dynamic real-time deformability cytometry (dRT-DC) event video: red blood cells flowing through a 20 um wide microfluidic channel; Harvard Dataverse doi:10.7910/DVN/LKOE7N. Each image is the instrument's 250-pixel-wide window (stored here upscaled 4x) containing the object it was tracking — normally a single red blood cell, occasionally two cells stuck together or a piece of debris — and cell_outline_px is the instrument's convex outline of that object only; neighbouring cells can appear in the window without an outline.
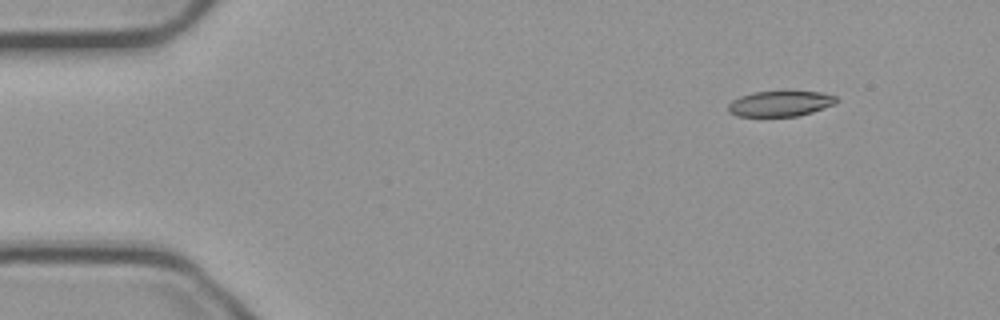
{"species": "common noctule bat (a hibernating species)", "species_latin": "Nyctalus noctula", "temperature_condition": "cold", "stored_images_in_passage": 49, "camera_frame_rate_fps": 3000, "um_per_image_px": 0.085, "animal": {"sex": "male", "body_mass_g": 23.1, "forearm_length_mm": 52.7}, "frame": {"image": 1, "passage_image": 1, "time_ms": 0.0, "image_size_px": [1000, 320], "cell_outline_px": [[840, 100], [836, 104], [812, 112], [796, 116], [736, 116], [728, 112], [728, 104], [732, 100], [740, 96], [752, 92], [820, 92], [836, 96]], "centroid_in_image_um": [66.32, 8.81], "position_along_channel_um": 18.7, "area_um2": 16.07}}
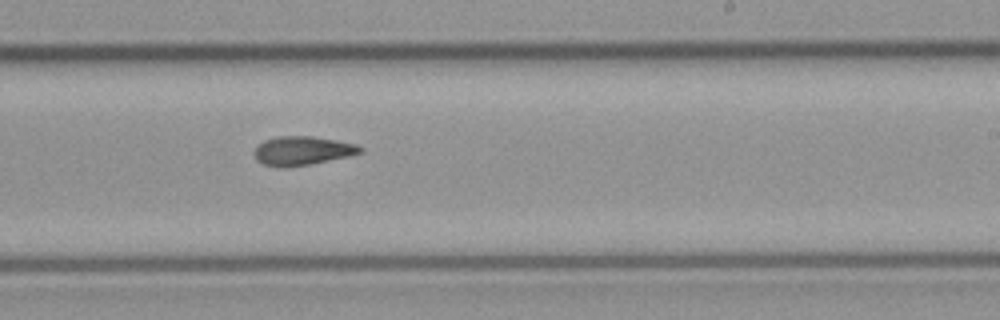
{"frame": {"image": 2, "passage_image": 28, "time_ms": 9.0, "image_size_px": [1000, 320], "cell_outline_px": [[364, 148], [360, 152], [348, 156], [308, 164], [284, 168], [264, 164], [256, 160], [252, 152], [256, 144], [264, 140], [276, 136], [312, 136], [336, 140], [356, 144]], "centroid_in_image_um": [25.62, 12.8], "position_along_channel_um": 263.4, "area_um2": 17.86}}
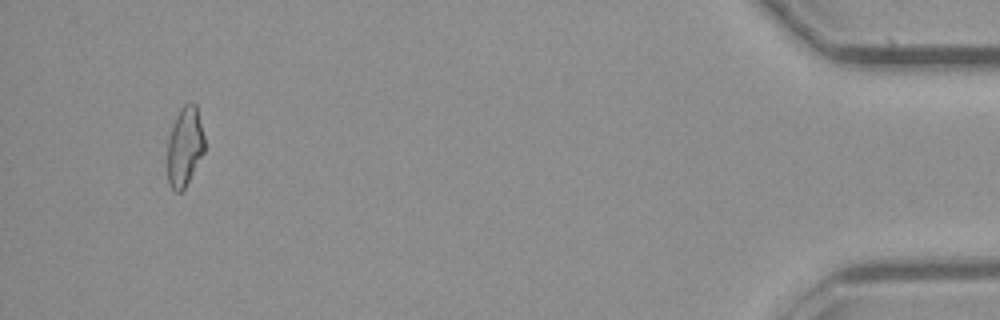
{"frame": {"image": 3, "passage_image": 47, "time_ms": 15.333, "image_size_px": [1000, 320], "cell_outline_px": [[204, 152], [184, 188], [180, 192], [172, 192], [168, 184], [168, 140], [176, 116], [180, 108], [184, 104], [196, 104], [204, 136]], "centroid_in_image_um": [15.69, 12.49], "position_along_channel_um": 419.5, "area_um2": 16.94}}